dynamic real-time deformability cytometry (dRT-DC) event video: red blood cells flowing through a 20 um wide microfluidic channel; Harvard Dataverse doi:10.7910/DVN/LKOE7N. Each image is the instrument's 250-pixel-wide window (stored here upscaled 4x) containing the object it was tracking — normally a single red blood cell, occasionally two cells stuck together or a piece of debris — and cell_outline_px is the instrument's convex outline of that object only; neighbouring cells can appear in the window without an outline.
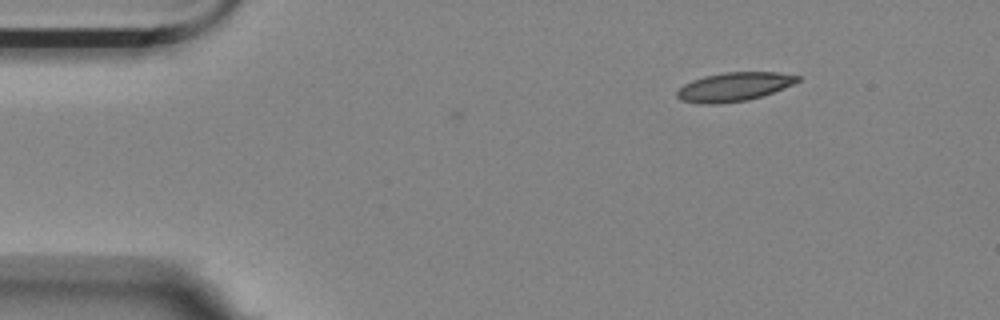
{"species": "Egyptian fruit bat (a non-hibernating species)", "species_latin": "Rousettus aegyptiacus", "temperature_condition": "room temperature", "stored_images_in_passage": 4, "camera_frame_rate_fps": 3000, "um_per_image_px": 0.085, "animal": {"sex": "female"}, "frame": {"image": 1, "passage_image": 4, "time_ms": 3.667, "image_size_px": [1000, 320], "cell_outline_px": [[800, 80], [792, 84], [772, 92], [748, 100], [720, 104], [700, 104], [680, 100], [676, 96], [676, 92], [684, 84], [692, 80], [704, 76], [724, 72], [780, 72], [800, 76]], "centroid_in_image_um": [62.35, 7.38], "position_along_channel_um": 22.6, "area_um2": 20.23}}